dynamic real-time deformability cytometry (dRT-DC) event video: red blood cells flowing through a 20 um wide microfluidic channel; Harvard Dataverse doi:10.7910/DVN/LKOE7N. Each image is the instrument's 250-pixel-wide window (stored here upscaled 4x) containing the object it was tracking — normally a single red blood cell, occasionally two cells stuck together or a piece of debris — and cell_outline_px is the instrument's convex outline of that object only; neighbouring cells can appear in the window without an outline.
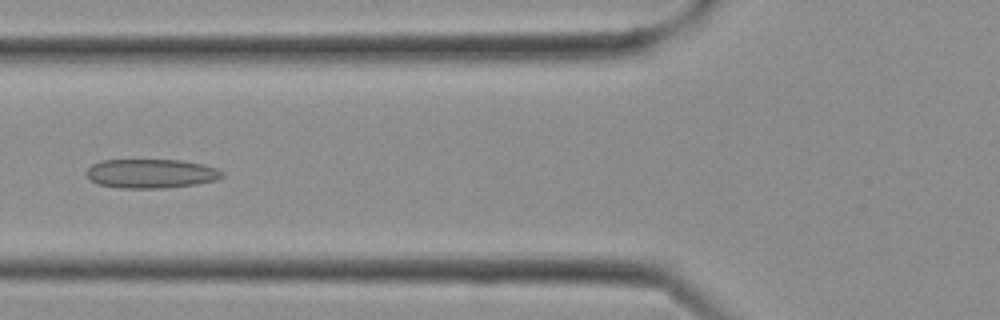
{"species": "Egyptian fruit bat (a non-hibernating species)", "species_latin": "Rousettus aegyptiacus", "temperature_condition": "cold", "stored_images_in_passage": 5, "camera_frame_rate_fps": 3000, "um_per_image_px": 0.085, "frame": {"image": 1, "passage_image": 4, "time_ms": 1.0, "image_size_px": [1000, 320], "cell_outline_px": [[224, 176], [216, 180], [196, 184], [164, 188], [120, 188], [100, 184], [92, 180], [88, 176], [88, 168], [92, 164], [100, 160], [180, 160], [204, 164], [216, 168], [224, 172]], "centroid_in_image_um": [12.88, 14.75], "position_along_channel_um": 112.9, "area_um2": 22.95}}